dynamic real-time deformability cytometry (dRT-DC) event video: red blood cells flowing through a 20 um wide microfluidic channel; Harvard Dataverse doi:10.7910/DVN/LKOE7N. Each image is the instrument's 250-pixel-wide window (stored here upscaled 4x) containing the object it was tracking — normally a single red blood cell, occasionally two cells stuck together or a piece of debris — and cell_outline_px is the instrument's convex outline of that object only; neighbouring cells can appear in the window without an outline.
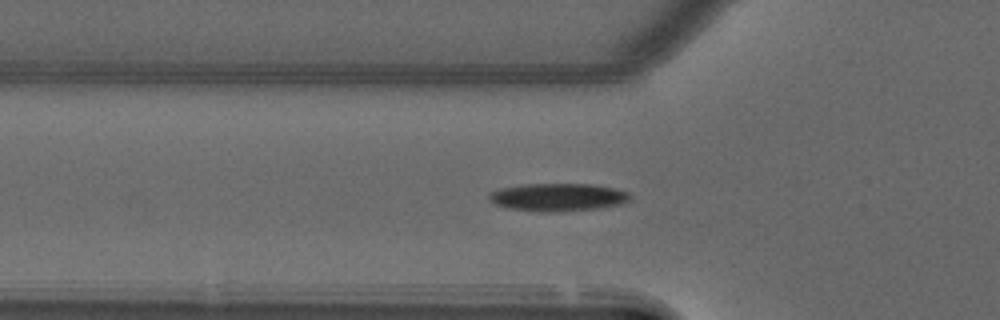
{"species": "common noctule bat (a hibernating species)", "species_latin": "Nyctalus noctula", "temperature_condition": "warm", "stored_images_in_passage": 52, "camera_frame_rate_fps": 3000, "um_per_image_px": 0.085, "animal": {"sex": "male", "forearm_length_mm": 52.5}, "frame": {"image": 1, "passage_image": 17, "time_ms": 5.333, "image_size_px": [1000, 320], "cell_outline_px": [[624, 196], [616, 200], [596, 204], [560, 208], [540, 208], [508, 204], [496, 200], [496, 196], [500, 192], [520, 188], [600, 188], [620, 192]], "centroid_in_image_um": [47.38, 16.75], "position_along_channel_um": 78.4, "area_um2": 14.62}}
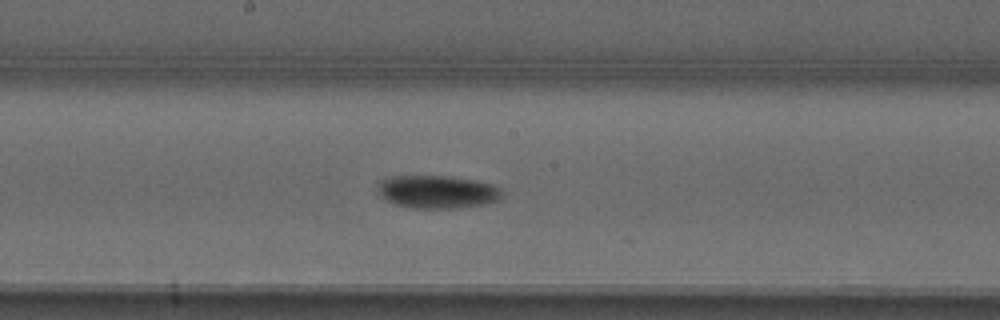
{"frame": {"image": 2, "passage_image": 27, "time_ms": 8.667, "image_size_px": [1000, 320], "cell_outline_px": [[488, 196], [480, 200], [400, 200], [392, 196], [388, 192], [388, 188], [392, 184], [400, 180], [452, 180], [480, 184], [488, 188]], "centroid_in_image_um": [37.18, 16.18], "position_along_channel_um": 211.0, "area_um2": 13.01}}
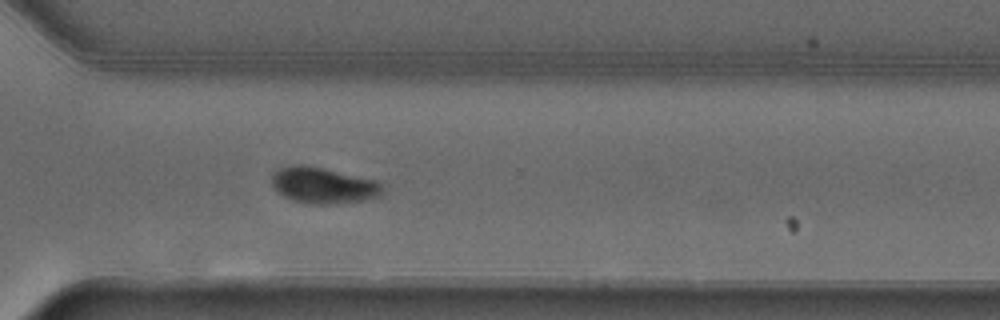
{"frame": {"image": 3, "passage_image": 37, "time_ms": 12.0, "image_size_px": [1000, 320], "cell_outline_px": [[372, 188], [368, 192], [352, 196], [296, 196], [288, 192], [280, 184], [280, 176], [284, 172], [296, 168], [308, 168], [372, 184]], "centroid_in_image_um": [27.28, 15.63], "position_along_channel_um": 343.3, "area_um2": 13.58}, "authors_computed_cell_mechanics": {"area_um2": 14.3344, "velocity_mm_per_s": 3.9679, "shape_relaxation_time_tau1_ms": 6.2826, "shape_relaxation_time_tau2_ms": null, "deformation_change_tau1": 0.2168, "deformation_change_tau2": null}}